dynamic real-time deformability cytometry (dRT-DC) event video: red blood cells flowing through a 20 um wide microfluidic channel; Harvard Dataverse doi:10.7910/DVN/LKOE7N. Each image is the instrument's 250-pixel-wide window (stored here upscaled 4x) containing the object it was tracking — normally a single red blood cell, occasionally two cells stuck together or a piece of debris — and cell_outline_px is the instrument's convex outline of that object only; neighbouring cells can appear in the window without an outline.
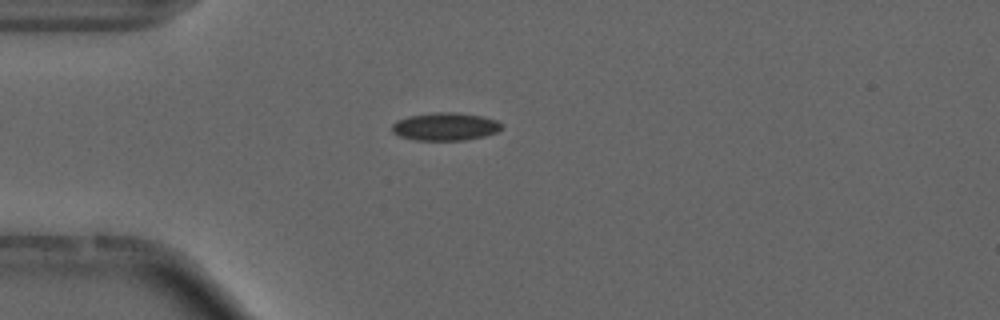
{"species": "common noctule bat (a hibernating species)", "species_latin": "Nyctalus noctula", "temperature_condition": "cold", "stored_images_in_passage": 35, "camera_frame_rate_fps": 3000, "um_per_image_px": 0.085, "animal": {"sex": "male", "forearm_length_mm": 52.5}, "frame": {"image": 1, "passage_image": 1, "time_ms": 0.0, "image_size_px": [1000, 320], "cell_outline_px": [[504, 124], [496, 132], [484, 136], [464, 140], [416, 140], [400, 136], [392, 132], [392, 124], [396, 120], [408, 116], [436, 112], [452, 112], [480, 116], [496, 120]], "centroid_in_image_um": [37.82, 10.76], "position_along_channel_um": 47.2, "area_um2": 17.69}, "authors_computed_cell_mechanics": {"area_um2": 16.8198, "velocity_mm_per_s": 3.7236, "shape_relaxation_time_tau1_ms": null, "shape_relaxation_time_tau2_ms": 4.1332, "deformation_change_tau1": null, "deformation_change_tau2": 0.0671}}